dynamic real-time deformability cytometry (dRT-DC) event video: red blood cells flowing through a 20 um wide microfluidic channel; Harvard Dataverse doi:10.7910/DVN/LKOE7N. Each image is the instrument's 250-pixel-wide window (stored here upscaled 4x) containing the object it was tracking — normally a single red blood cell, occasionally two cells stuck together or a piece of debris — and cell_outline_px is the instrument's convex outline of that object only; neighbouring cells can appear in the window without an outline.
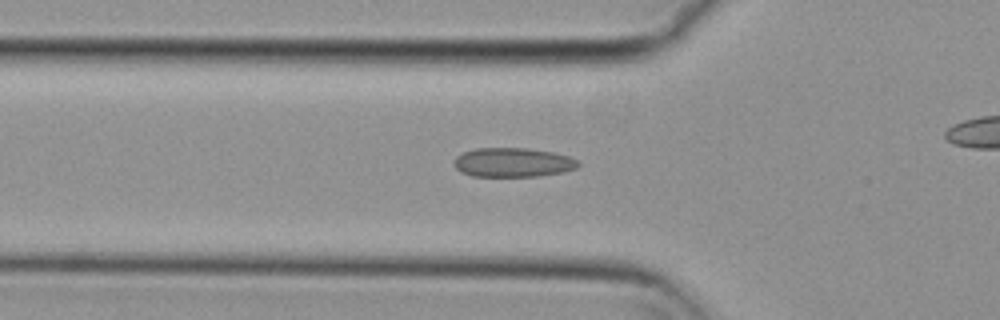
{"species": "common noctule bat (a hibernating species)", "species_latin": "Nyctalus noctula", "temperature_condition": "cold", "stored_images_in_passage": 29, "camera_frame_rate_fps": 3000, "um_per_image_px": 0.085, "animal": {"sex": "female", "body_mass_g": 29.2, "forearm_length_mm": 56.3}, "frame": {"image": 1, "passage_image": 3, "time_ms": 0.667, "image_size_px": [1000, 320], "cell_outline_px": [[580, 164], [576, 168], [560, 172], [536, 176], [472, 176], [460, 172], [452, 164], [452, 160], [456, 156], [464, 152], [476, 148], [528, 148], [552, 152], [568, 156], [576, 160]], "centroid_in_image_um": [43.53, 13.8], "position_along_channel_um": 82.3, "area_um2": 21.1}}
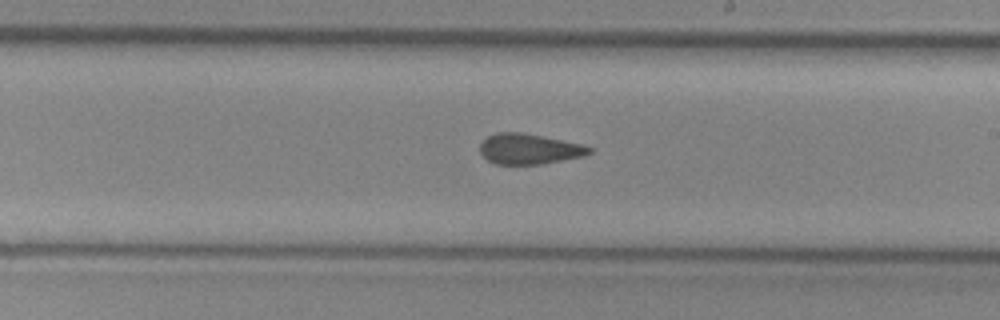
{"frame": {"image": 2, "passage_image": 16, "time_ms": 5.0, "image_size_px": [1000, 320], "cell_outline_px": [[592, 152], [584, 156], [540, 164], [496, 164], [488, 160], [480, 152], [480, 144], [488, 136], [496, 132], [520, 132], [580, 144], [592, 148]], "centroid_in_image_um": [44.95, 12.66], "position_along_channel_um": 244.0, "area_um2": 19.07}}
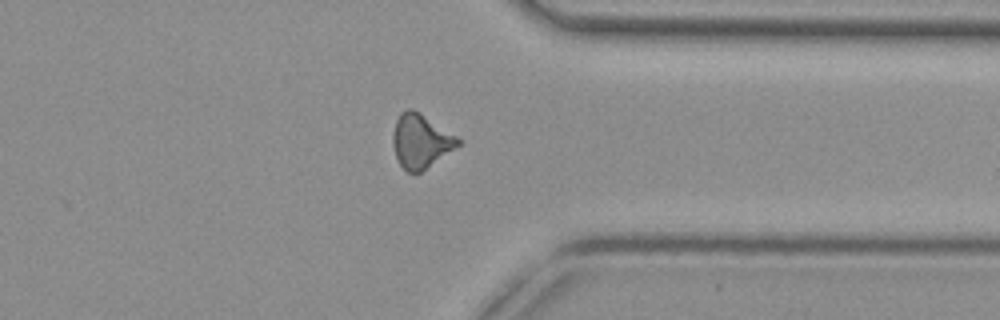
{"frame": {"image": 3, "passage_image": 27, "time_ms": 8.667, "image_size_px": [1000, 320], "cell_outline_px": [[460, 144], [420, 172], [408, 172], [400, 164], [396, 156], [392, 140], [392, 136], [396, 120], [400, 112], [408, 108], [412, 108], [420, 112], [456, 136], [460, 140]], "centroid_in_image_um": [35.73, 11.96], "position_along_channel_um": 375.7, "area_um2": 20.06}}